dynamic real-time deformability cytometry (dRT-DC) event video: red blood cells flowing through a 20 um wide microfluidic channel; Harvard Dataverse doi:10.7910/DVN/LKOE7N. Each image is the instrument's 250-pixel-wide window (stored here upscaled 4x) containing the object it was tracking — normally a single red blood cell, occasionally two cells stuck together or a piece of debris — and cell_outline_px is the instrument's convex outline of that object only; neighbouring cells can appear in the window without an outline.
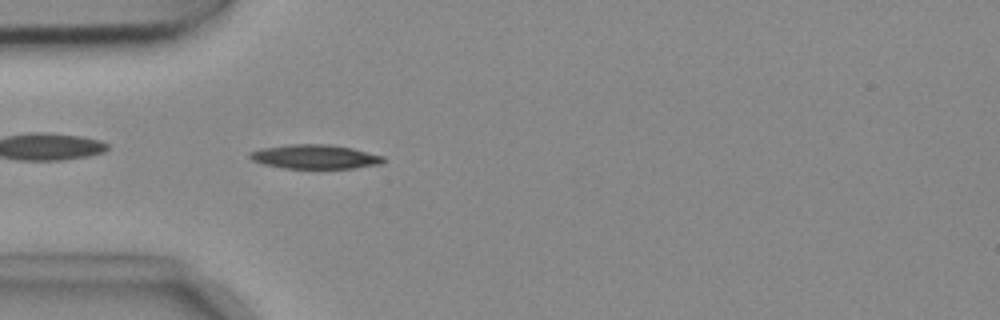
{"species": "common noctule bat (a hibernating species)", "species_latin": "Nyctalus noctula", "temperature_condition": "cold", "stored_images_in_passage": 35, "camera_frame_rate_fps": 3000, "um_per_image_px": 0.085, "animal": {"sex": "female", "body_mass_g": 18.4}, "frame": {"image": 1, "passage_image": 5, "time_ms": 1.333, "image_size_px": [1000, 320], "cell_outline_px": [[384, 160], [380, 164], [352, 168], [284, 168], [264, 164], [252, 160], [248, 156], [248, 152], [260, 148], [288, 144], [328, 144], [352, 148], [384, 156]], "centroid_in_image_um": [26.72, 13.31], "position_along_channel_um": 58.3, "area_um2": 18.79}}
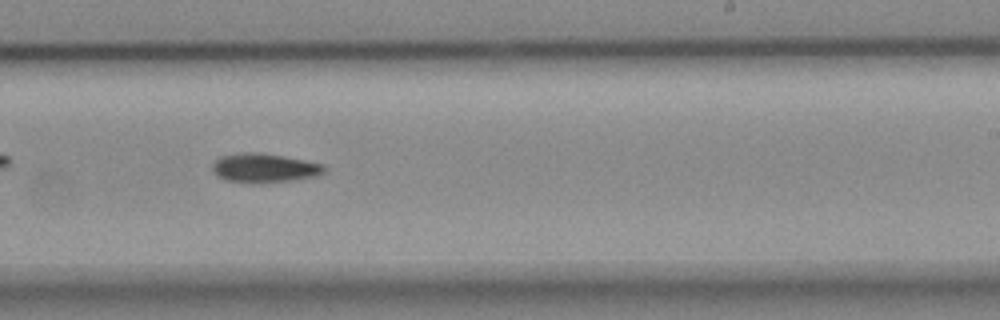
{"frame": {"image": 2, "passage_image": 22, "time_ms": 7.0, "image_size_px": [1000, 320], "cell_outline_px": [[324, 172], [316, 176], [292, 180], [228, 180], [220, 176], [212, 168], [212, 160], [220, 156], [244, 152], [256, 152], [304, 160], [324, 164]], "centroid_in_image_um": [22.47, 14.22], "position_along_channel_um": 266.5, "area_um2": 17.86}}
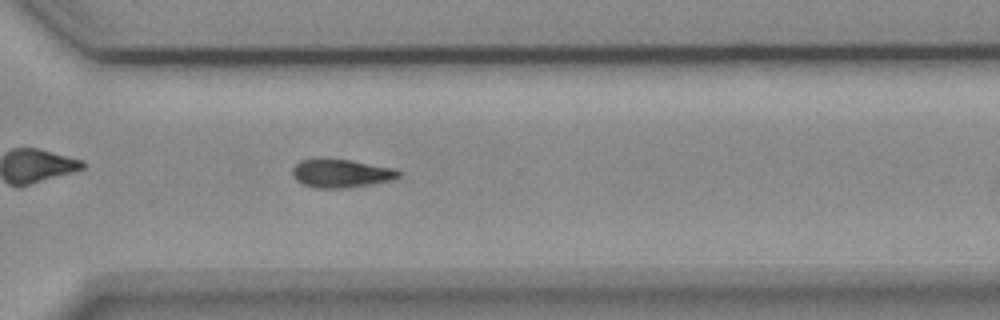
{"frame": {"image": 3, "passage_image": 28, "time_ms": 9.0, "image_size_px": [1000, 320], "cell_outline_px": [[400, 176], [392, 180], [372, 184], [348, 188], [312, 188], [296, 180], [292, 176], [292, 168], [300, 160], [316, 156], [320, 156], [352, 160], [396, 168], [400, 172]], "centroid_in_image_um": [28.95, 14.7], "position_along_channel_um": 341.6, "area_um2": 18.32}, "authors_computed_cell_mechanics": {"area_um2": 18.0914, "velocity_mm_per_s": 3.7391, "shape_relaxation_time_tau1_ms": 6.8189, "shape_relaxation_time_tau2_ms": null, "deformation_change_tau1": 0.1489, "deformation_change_tau2": null}}